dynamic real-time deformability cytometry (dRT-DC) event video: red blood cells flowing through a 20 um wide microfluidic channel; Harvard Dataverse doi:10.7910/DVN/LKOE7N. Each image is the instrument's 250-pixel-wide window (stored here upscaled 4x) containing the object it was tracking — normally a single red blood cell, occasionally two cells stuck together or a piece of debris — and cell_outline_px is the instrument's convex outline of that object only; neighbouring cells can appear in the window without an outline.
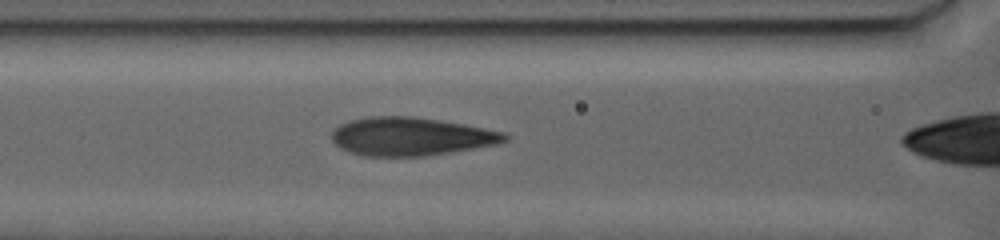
{"species": "human", "species_latin": "Homo sapiens", "temperature_condition": "warm", "stored_images_in_passage": 51, "camera_frame_rate_fps": 3000, "um_per_image_px": 0.085, "donor": {"sex": "female"}, "frame": {"image": 1, "passage_image": 11, "time_ms": 6.667, "image_size_px": [1000, 240], "cell_outline_px": [[508, 140], [496, 144], [452, 152], [424, 156], [364, 156], [340, 148], [332, 140], [332, 128], [348, 120], [368, 116], [416, 116], [464, 124], [504, 132], [508, 136]], "centroid_in_image_um": [34.9, 11.59], "position_along_channel_um": 131.7, "area_um2": 38.73}}
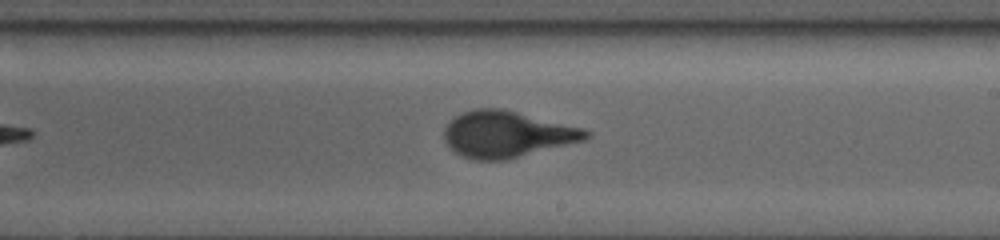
{"frame": {"image": 2, "passage_image": 27, "time_ms": 16.333, "image_size_px": [1000, 240], "cell_outline_px": [[592, 136], [584, 140], [504, 160], [476, 160], [460, 156], [448, 148], [444, 140], [444, 128], [456, 116], [464, 112], [476, 108], [504, 108], [584, 128], [592, 132]], "centroid_in_image_um": [43.08, 11.4], "position_along_channel_um": 245.9, "area_um2": 38.38}}
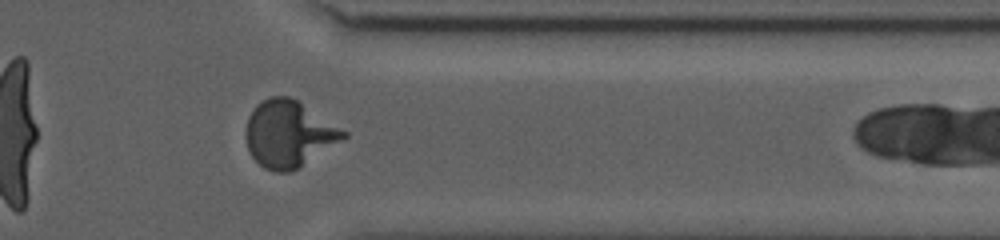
{"frame": {"image": 3, "passage_image": 46, "time_ms": 28.333, "image_size_px": [1000, 240], "cell_outline_px": [[348, 136], [292, 172], [276, 172], [264, 168], [252, 156], [248, 148], [244, 136], [244, 132], [248, 116], [256, 104], [272, 96], [288, 96], [296, 100], [348, 132]], "centroid_in_image_um": [24.51, 11.39], "position_along_channel_um": 386.9, "area_um2": 37.63}}